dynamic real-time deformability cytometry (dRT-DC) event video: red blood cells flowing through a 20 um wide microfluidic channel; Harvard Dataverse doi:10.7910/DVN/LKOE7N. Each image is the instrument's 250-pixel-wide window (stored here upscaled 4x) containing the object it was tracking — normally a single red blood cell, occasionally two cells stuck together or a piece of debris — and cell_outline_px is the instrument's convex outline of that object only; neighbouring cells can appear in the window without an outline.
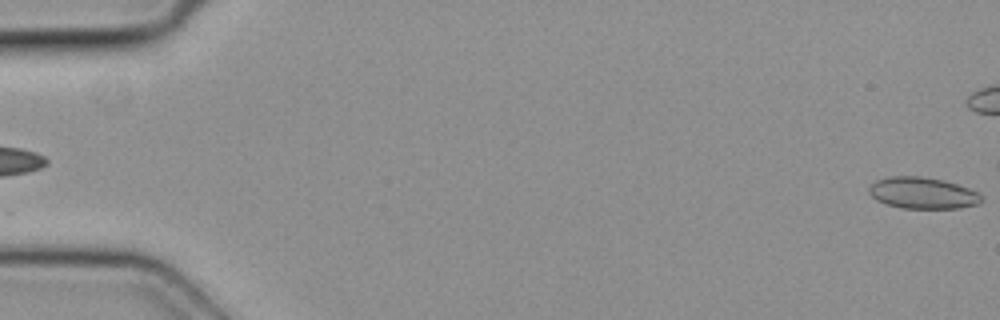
{"species": "common noctule bat (a hibernating species)", "species_latin": "Nyctalus noctula", "temperature_condition": "cold", "stored_images_in_passage": 4, "segment_of_instrument_passage": [2, 2], "camera_frame_rate_fps": 3000, "um_per_image_px": 0.085, "animal": {"sex": "female", "body_mass_g": 19.3, "forearm_length_mm": 54.1}, "frame": {"image": 1, "passage_image": 4, "time_ms": 1.0, "image_size_px": [1000, 320], "cell_outline_px": [[984, 200], [980, 204], [956, 208], [900, 208], [876, 200], [868, 192], [868, 188], [876, 180], [888, 176], [920, 176], [944, 180], [968, 188], [976, 192]], "centroid_in_image_um": [78.41, 16.4], "position_along_channel_um": 6.6, "area_um2": 20.58}}